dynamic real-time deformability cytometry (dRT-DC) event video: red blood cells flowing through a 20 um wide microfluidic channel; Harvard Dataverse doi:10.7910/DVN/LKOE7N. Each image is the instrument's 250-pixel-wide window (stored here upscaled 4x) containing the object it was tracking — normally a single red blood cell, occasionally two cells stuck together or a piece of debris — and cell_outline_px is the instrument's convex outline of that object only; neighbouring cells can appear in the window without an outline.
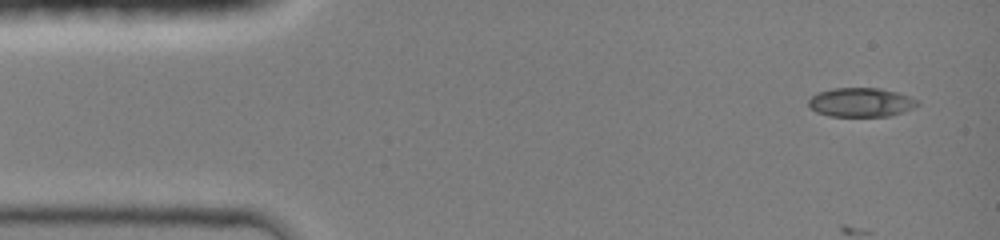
{"species": "common noctule bat (a hibernating species)", "species_latin": "Nyctalus noctula", "temperature_condition": "room temperature", "stored_images_in_passage": 6, "camera_frame_rate_fps": 3000, "um_per_image_px": 0.085, "animal": {"sex": "female", "body_mass_g": 19.0, "forearm_length_mm": 51.5}, "frame": {"image": 1, "passage_image": 1, "time_ms": 0.0, "image_size_px": [1000, 240], "cell_outline_px": [[920, 104], [904, 112], [888, 116], [828, 116], [816, 112], [808, 108], [808, 100], [812, 96], [820, 92], [832, 88], [880, 88], [900, 92], [920, 100]], "centroid_in_image_um": [73.2, 8.7], "position_along_channel_um": 11.8, "area_um2": 18.73}}